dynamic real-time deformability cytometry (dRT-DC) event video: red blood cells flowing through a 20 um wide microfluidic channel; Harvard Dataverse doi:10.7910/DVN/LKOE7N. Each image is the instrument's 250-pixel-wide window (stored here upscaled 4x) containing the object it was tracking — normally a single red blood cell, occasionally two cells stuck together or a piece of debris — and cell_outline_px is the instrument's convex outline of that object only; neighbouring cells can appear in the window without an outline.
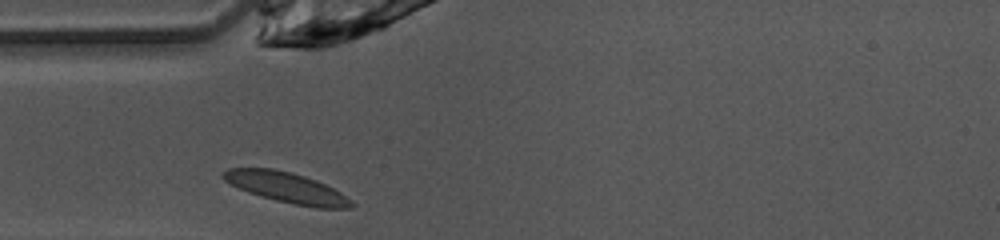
{"species": "common noctule bat (a hibernating species)", "species_latin": "Nyctalus noctula", "temperature_condition": "warm", "stored_images_in_passage": 25, "camera_frame_rate_fps": 3000, "um_per_image_px": 0.085, "animal": {"sex": "female", "body_mass_g": 10.0, "forearm_length_mm": 53.1}, "frame": {"image": 1, "passage_image": 1, "time_ms": 0.0, "image_size_px": [1000, 240], "cell_outline_px": [[356, 204], [352, 208], [316, 208], [276, 200], [260, 196], [248, 192], [224, 180], [220, 176], [220, 172], [228, 168], [272, 168], [292, 172], [316, 180], [340, 192], [352, 200]], "centroid_in_image_um": [24.36, 15.94], "position_along_channel_um": 60.6, "area_um2": 22.72}}
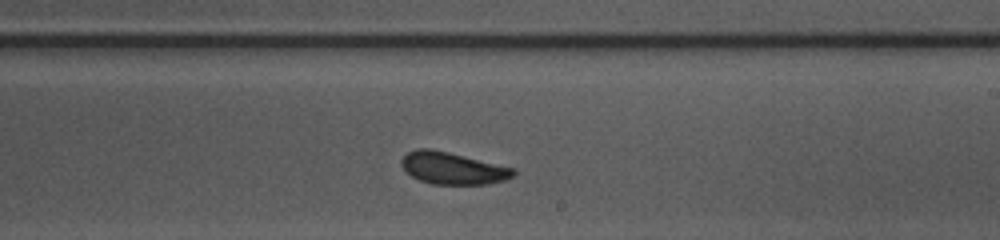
{"frame": {"image": 2, "passage_image": 15, "time_ms": 4.667, "image_size_px": [1000, 240], "cell_outline_px": [[516, 176], [504, 180], [488, 184], [432, 184], [420, 180], [404, 172], [400, 164], [400, 160], [408, 152], [416, 148], [428, 148], [448, 152], [516, 168]], "centroid_in_image_um": [38.48, 14.3], "position_along_channel_um": 250.5, "area_um2": 21.1}}
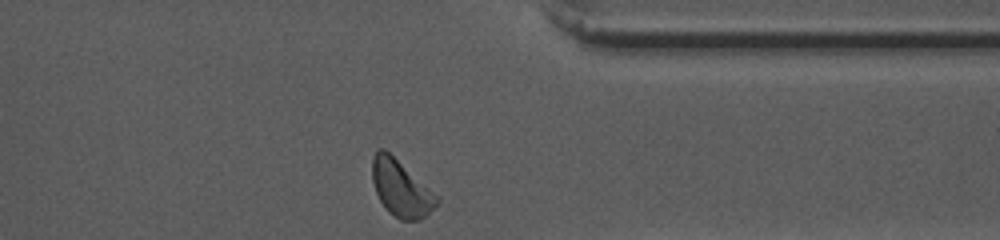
{"frame": {"image": 3, "passage_image": 25, "time_ms": 8.0, "image_size_px": [1000, 240], "cell_outline_px": [[440, 200], [420, 220], [400, 220], [388, 212], [384, 208], [376, 192], [372, 180], [372, 160], [376, 152], [380, 148], [384, 148], [428, 188]], "centroid_in_image_um": [34.03, 16.03], "position_along_channel_um": 377.4, "area_um2": 20.52}, "authors_computed_cell_mechanics": {"area_um2": 21.1548, "velocity_mm_per_s": 4.0642, "shape_relaxation_time_tau1_ms": 3.0422, "shape_relaxation_time_tau2_ms": null, "deformation_change_tau1": 0.1111, "deformation_change_tau2": null}}